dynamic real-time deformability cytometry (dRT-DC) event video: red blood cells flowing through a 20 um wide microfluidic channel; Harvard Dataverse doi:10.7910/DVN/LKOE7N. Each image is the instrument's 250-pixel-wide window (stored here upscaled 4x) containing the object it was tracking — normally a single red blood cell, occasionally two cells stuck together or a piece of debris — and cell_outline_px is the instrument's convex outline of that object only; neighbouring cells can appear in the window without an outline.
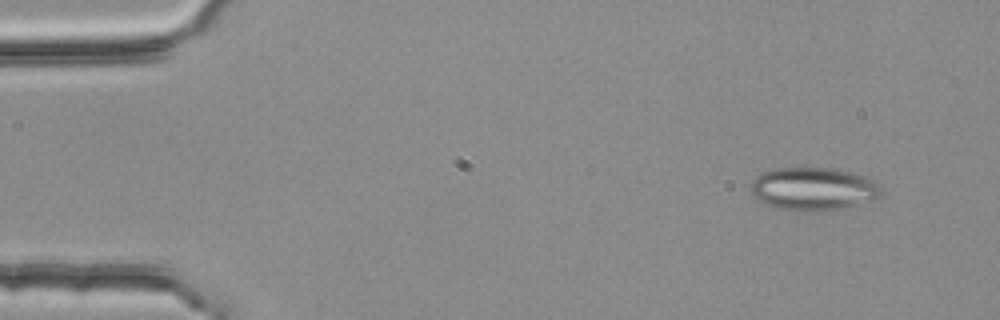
{"species": "common noctule bat (a hibernating species)", "species_latin": "Nyctalus noctula", "temperature_condition": "room temperature", "stored_images_in_passage": 4, "camera_frame_rate_fps": 3000, "um_per_image_px": 0.085, "animal": {"sex": "female", "body_mass_g": 25.1}, "frame": {"image": 1, "passage_image": 2, "time_ms": 0.333, "image_size_px": [1000, 320], "cell_outline_px": [[884, 192], [880, 196], [872, 200], [844, 208], [816, 212], [800, 212], [776, 208], [764, 204], [752, 192], [752, 180], [756, 176], [764, 172], [776, 168], [832, 168], [852, 172], [868, 176], [876, 180], [880, 184]], "centroid_in_image_um": [69.2, 16.06], "position_along_channel_um": 15.8, "area_um2": 33.18}}